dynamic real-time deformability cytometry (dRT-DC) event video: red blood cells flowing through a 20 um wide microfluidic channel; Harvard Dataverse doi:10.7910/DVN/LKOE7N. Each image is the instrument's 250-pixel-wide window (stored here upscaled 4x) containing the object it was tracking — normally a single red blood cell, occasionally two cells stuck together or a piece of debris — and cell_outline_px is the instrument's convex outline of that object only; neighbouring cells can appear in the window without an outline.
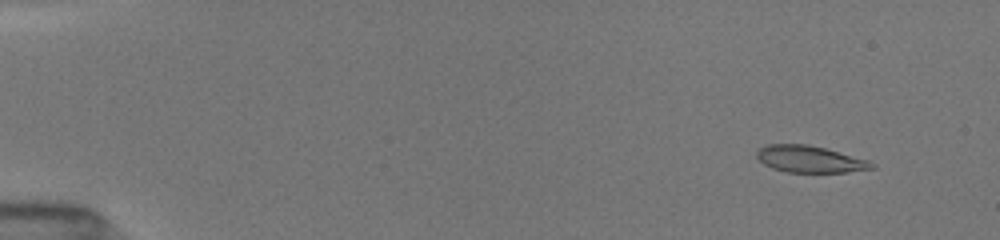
{"species": "common noctule bat (a hibernating species)", "species_latin": "Nyctalus noctula", "temperature_condition": "room temperature", "stored_images_in_passage": 52, "camera_frame_rate_fps": 3000, "um_per_image_px": 0.085, "animal": {"sex": "female", "body_mass_g": 19.5, "forearm_length_mm": 54.1}, "frame": {"image": 1, "passage_image": 5, "time_ms": 1.333, "image_size_px": [1000, 240], "cell_outline_px": [[876, 168], [848, 172], [788, 172], [772, 168], [764, 164], [756, 156], [756, 152], [760, 148], [768, 144], [808, 144], [824, 148], [868, 160], [876, 164]], "centroid_in_image_um": [68.85, 13.53], "position_along_channel_um": 16.2, "area_um2": 17.86}}
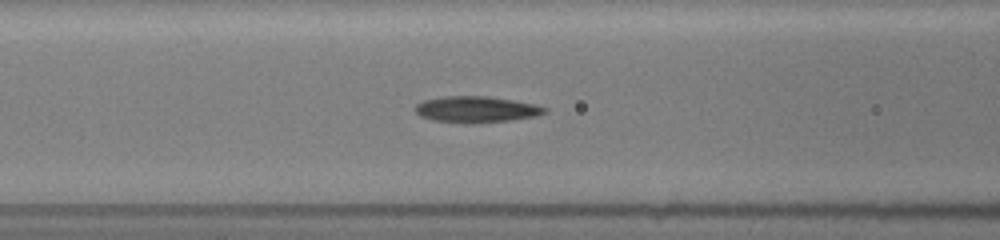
{"frame": {"image": 2, "passage_image": 23, "time_ms": 7.333, "image_size_px": [1000, 240], "cell_outline_px": [[548, 112], [536, 116], [512, 120], [468, 124], [464, 124], [432, 120], [420, 116], [416, 112], [416, 104], [424, 100], [444, 96], [488, 96], [536, 104], [548, 108]], "centroid_in_image_um": [40.5, 9.31], "position_along_channel_um": 126.1, "area_um2": 20.0}}
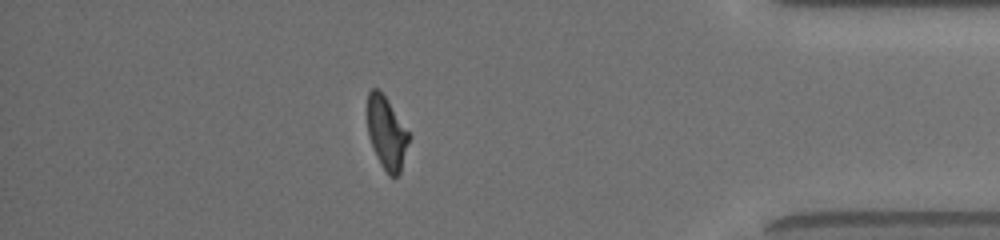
{"frame": {"image": 3, "passage_image": 46, "time_ms": 15.0, "image_size_px": [1000, 240], "cell_outline_px": [[412, 136], [400, 172], [396, 176], [388, 176], [380, 164], [368, 136], [368, 92], [372, 88], [380, 88]], "centroid_in_image_um": [32.89, 11.3], "position_along_channel_um": 402.3, "area_um2": 17.8}, "authors_computed_cell_mechanics": {"area_um2": 18.9584, "velocity_mm_per_s": 4.0162, "shape_relaxation_time_tau1_ms": 5.5923, "shape_relaxation_time_tau2_ms": 2.049, "deformation_change_tau1": 0.1866, "deformation_change_tau2": 0.0914}}